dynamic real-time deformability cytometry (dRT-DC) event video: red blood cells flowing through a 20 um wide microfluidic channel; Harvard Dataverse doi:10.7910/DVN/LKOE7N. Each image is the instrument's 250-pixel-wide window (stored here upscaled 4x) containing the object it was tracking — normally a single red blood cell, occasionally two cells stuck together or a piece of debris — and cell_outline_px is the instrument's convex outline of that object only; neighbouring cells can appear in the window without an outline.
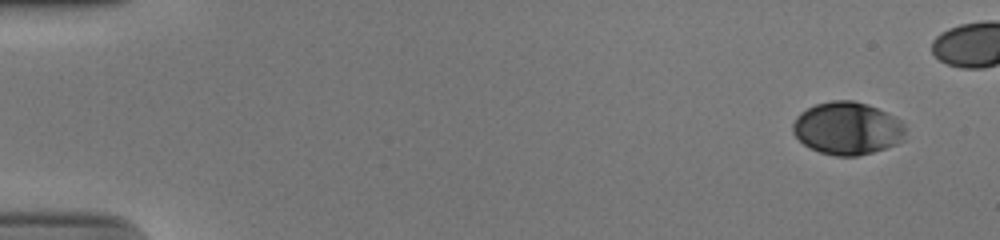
{"species": "human", "species_latin": "Homo sapiens", "temperature_condition": "cold", "stored_images_in_passage": 46, "camera_frame_rate_fps": 3000, "um_per_image_px": 0.085, "donor": {"sex": "male"}, "frame": {"image": 1, "passage_image": 1, "time_ms": 0.0, "image_size_px": [1000, 240], "cell_outline_px": [[904, 140], [896, 144], [872, 152], [856, 156], [836, 156], [820, 152], [804, 144], [792, 132], [792, 124], [796, 116], [800, 112], [816, 104], [832, 100], [852, 100], [868, 104], [900, 120], [904, 124]], "centroid_in_image_um": [72.0, 10.9], "position_along_channel_um": 13.0, "area_um2": 34.39}}
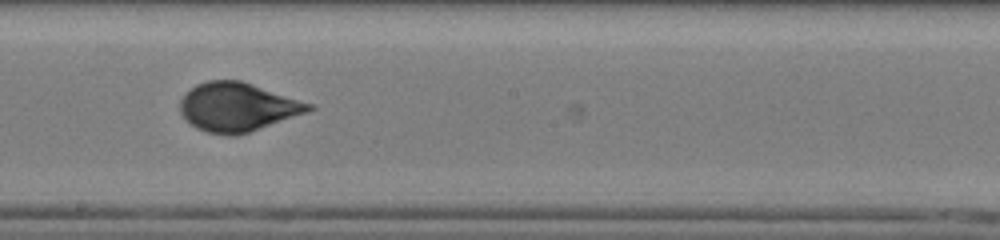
{"frame": {"image": 2, "passage_image": 29, "time_ms": 9.333, "image_size_px": [1000, 240], "cell_outline_px": [[316, 108], [308, 112], [236, 136], [228, 136], [208, 132], [196, 128], [180, 112], [180, 100], [196, 84], [208, 80], [240, 80], [316, 104]], "centroid_in_image_um": [20.24, 9.09], "position_along_channel_um": 228.0, "area_um2": 36.47}}
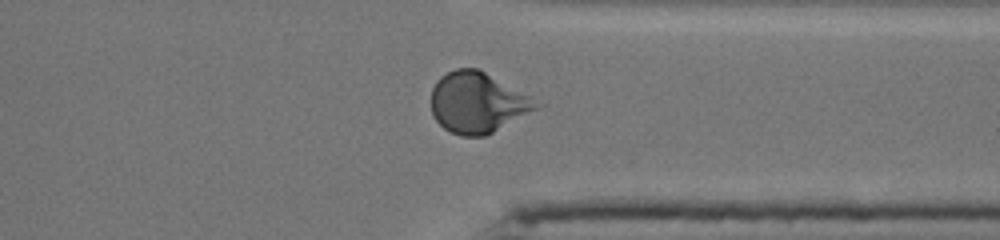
{"frame": {"image": 3, "passage_image": 40, "time_ms": 13.0, "image_size_px": [1000, 240], "cell_outline_px": [[544, 104], [540, 108], [484, 136], [460, 136], [448, 132], [432, 116], [432, 88], [436, 80], [440, 76], [456, 68], [480, 68], [532, 96]], "centroid_in_image_um": [40.62, 8.7], "position_along_channel_um": 370.8, "area_um2": 37.69}, "authors_computed_cell_mechanics": {"area_um2": 35.6048, "velocity_mm_per_s": 3.899, "shape_relaxation_time_tau1_ms": 5.9091, "shape_relaxation_time_tau2_ms": null, "deformation_change_tau1": 0.189, "deformation_change_tau2": null}}